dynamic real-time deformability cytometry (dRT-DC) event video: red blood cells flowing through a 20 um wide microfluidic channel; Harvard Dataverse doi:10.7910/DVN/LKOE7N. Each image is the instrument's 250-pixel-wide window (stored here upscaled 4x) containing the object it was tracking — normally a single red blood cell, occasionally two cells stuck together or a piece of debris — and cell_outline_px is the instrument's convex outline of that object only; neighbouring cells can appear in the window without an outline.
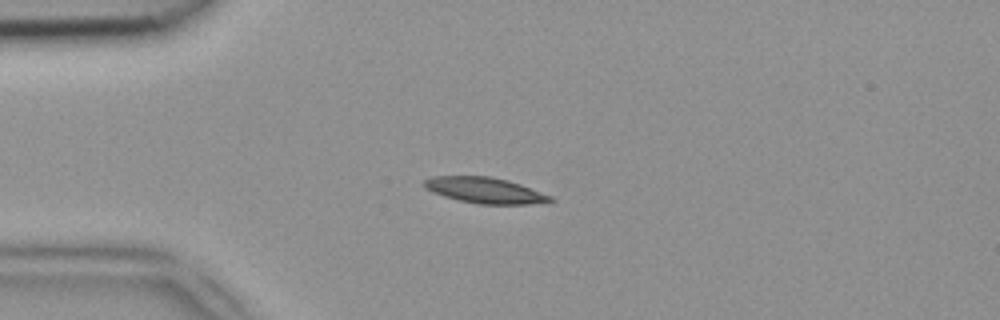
{"species": "common noctule bat (a hibernating species)", "species_latin": "Nyctalus noctula", "temperature_condition": "room temperature", "stored_images_in_passage": 49, "camera_frame_rate_fps": 3000, "um_per_image_px": 0.085, "animal": {"sex": "female", "body_mass_g": 18.4}, "frame": {"image": 1, "passage_image": 12, "time_ms": 3.667, "image_size_px": [1000, 320], "cell_outline_px": [[556, 200], [528, 204], [480, 204], [460, 200], [444, 196], [432, 192], [424, 188], [424, 180], [432, 176], [488, 176], [508, 180], [520, 184], [552, 196]], "centroid_in_image_um": [41.2, 16.17], "position_along_channel_um": 43.8, "area_um2": 18.84}}
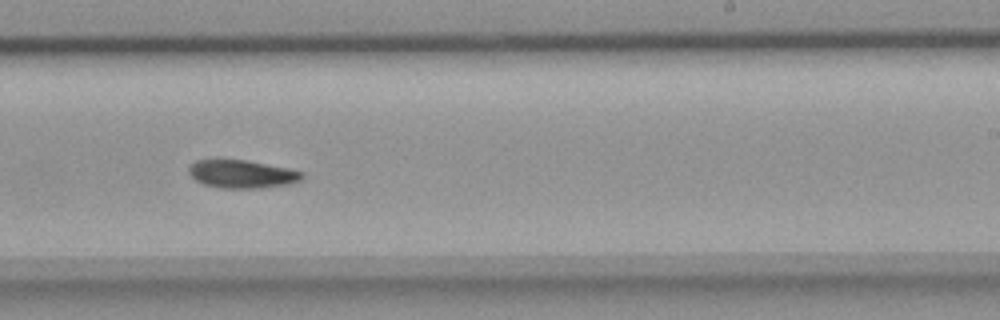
{"frame": {"image": 2, "passage_image": 30, "time_ms": 9.667, "image_size_px": [1000, 320], "cell_outline_px": [[304, 176], [300, 180], [288, 184], [260, 188], [220, 188], [204, 184], [196, 180], [188, 172], [188, 168], [196, 160], [244, 160], [288, 168], [304, 172]], "centroid_in_image_um": [20.57, 14.8], "position_along_channel_um": 268.4, "area_um2": 18.32}}
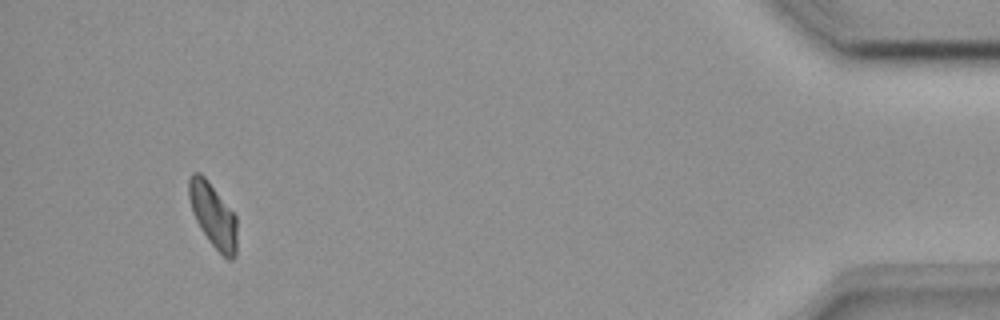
{"frame": {"image": 3, "passage_image": 46, "time_ms": 15.0, "image_size_px": [1000, 320], "cell_outline_px": [[236, 256], [232, 260], [228, 260], [208, 240], [200, 228], [192, 212], [188, 196], [188, 180], [192, 172], [200, 172], [208, 180], [236, 216]], "centroid_in_image_um": [18.09, 18.28], "position_along_channel_um": 417.1, "area_um2": 17.98}}